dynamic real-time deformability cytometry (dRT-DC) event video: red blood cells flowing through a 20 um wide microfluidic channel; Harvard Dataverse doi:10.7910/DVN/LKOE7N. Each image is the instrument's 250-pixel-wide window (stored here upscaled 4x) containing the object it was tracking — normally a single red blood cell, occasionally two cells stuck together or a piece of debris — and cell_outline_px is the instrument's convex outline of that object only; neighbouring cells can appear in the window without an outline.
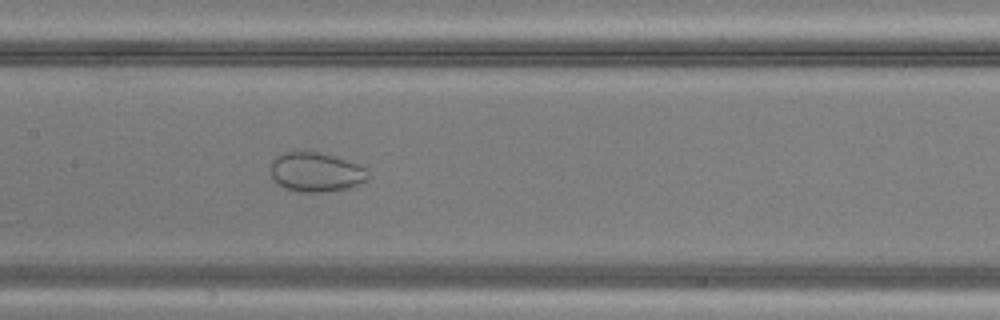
{"species": "common noctule bat (a hibernating species)", "species_latin": "Nyctalus noctula", "temperature_condition": "warm", "stored_images_in_passage": 42, "camera_frame_rate_fps": 3000, "um_per_image_px": 0.085, "animal": {"sex": "male", "body_mass_g": 20.5, "forearm_length_mm": 52.5}, "frame": {"image": 1, "passage_image": 18, "time_ms": 5.667, "image_size_px": [1000, 320], "cell_outline_px": [[368, 176], [364, 180], [356, 184], [344, 188], [320, 192], [296, 192], [284, 188], [276, 184], [272, 176], [272, 160], [276, 156], [284, 152], [320, 152], [356, 164], [364, 168], [368, 172]], "centroid_in_image_um": [26.78, 14.63], "position_along_channel_um": 180.6, "area_um2": 21.85}}
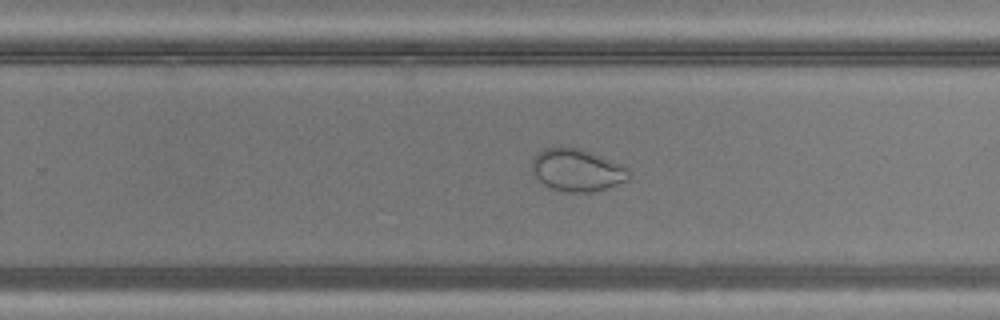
{"frame": {"image": 2, "passage_image": 25, "time_ms": 8.0, "image_size_px": [1000, 320], "cell_outline_px": [[632, 176], [628, 180], [608, 188], [592, 192], [568, 192], [552, 188], [544, 184], [532, 172], [532, 160], [544, 148], [560, 144], [580, 148], [592, 152], [624, 164]], "centroid_in_image_um": [49.09, 14.42], "position_along_channel_um": 280.7, "area_um2": 24.45}}
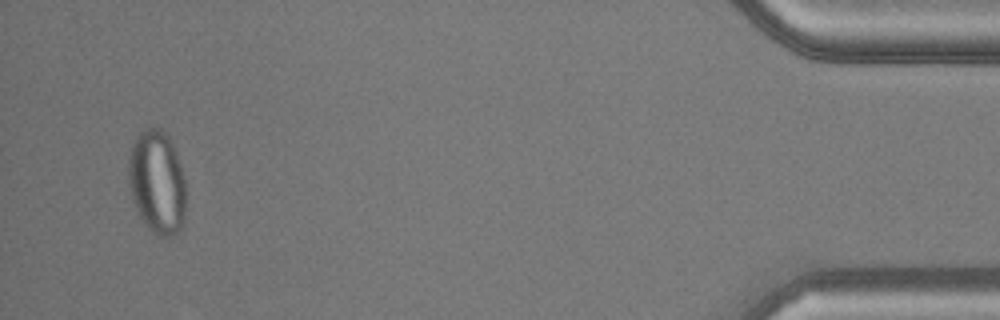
{"frame": {"image": 3, "passage_image": 40, "time_ms": 13.0, "image_size_px": [1000, 320], "cell_outline_px": [[184, 224], [180, 232], [168, 236], [160, 236], [152, 232], [148, 228], [140, 216], [132, 200], [128, 180], [128, 160], [132, 144], [136, 136], [144, 128], [160, 128], [168, 136], [180, 160], [184, 180]], "centroid_in_image_um": [13.34, 15.48], "position_along_channel_um": 421.9, "area_um2": 34.8}}